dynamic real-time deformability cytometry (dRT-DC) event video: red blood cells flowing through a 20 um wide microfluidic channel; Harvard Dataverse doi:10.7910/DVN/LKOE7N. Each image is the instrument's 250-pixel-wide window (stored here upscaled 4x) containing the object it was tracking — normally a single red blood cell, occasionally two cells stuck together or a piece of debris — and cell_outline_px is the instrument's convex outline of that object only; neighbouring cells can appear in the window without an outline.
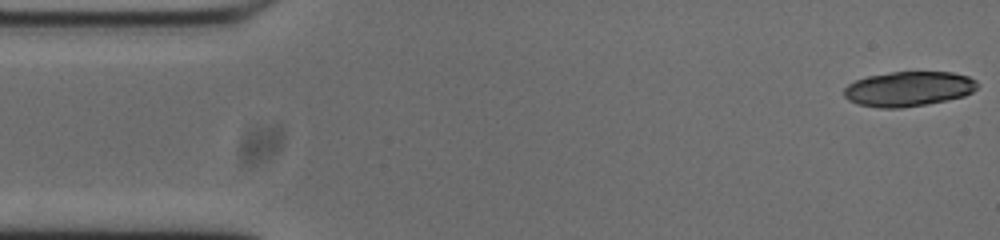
{"species": "common noctule bat (a hibernating species)", "species_latin": "Nyctalus noctula", "temperature_condition": "cold", "stored_images_in_passage": 16, "camera_frame_rate_fps": 3000, "um_per_image_px": 0.085, "animal": {"sex": "male", "body_mass_g": 20.0, "forearm_length_mm": 53.3}, "frame": {"image": 1, "passage_image": 1, "time_ms": 0.0, "image_size_px": [1000, 240], "cell_outline_px": [[980, 84], [972, 92], [964, 96], [928, 104], [900, 108], [880, 108], [856, 104], [848, 100], [844, 96], [844, 88], [848, 84], [856, 80], [868, 76], [892, 72], [952, 72], [968, 76], [976, 80]], "centroid_in_image_um": [77.23, 7.56], "position_along_channel_um": 7.8, "area_um2": 27.22}}